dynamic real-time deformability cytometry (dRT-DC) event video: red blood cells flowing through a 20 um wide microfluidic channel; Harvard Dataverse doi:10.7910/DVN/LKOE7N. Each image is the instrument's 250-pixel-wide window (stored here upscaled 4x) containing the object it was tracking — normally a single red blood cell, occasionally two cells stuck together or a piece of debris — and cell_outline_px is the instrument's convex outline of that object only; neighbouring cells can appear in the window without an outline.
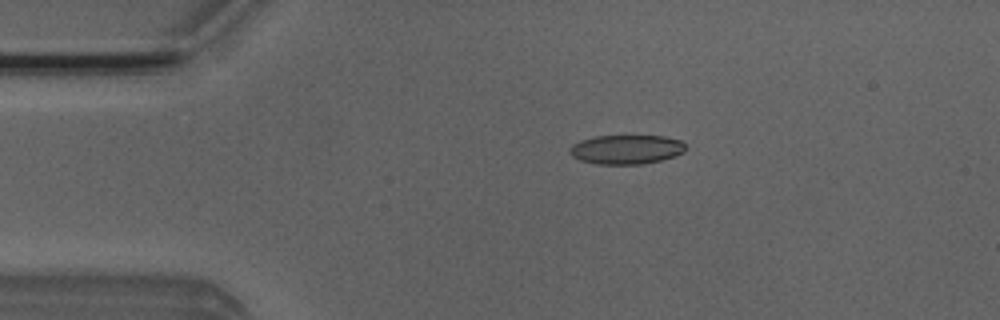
{"species": "Egyptian fruit bat (a non-hibernating species)", "species_latin": "Rousettus aegyptiacus", "temperature_condition": "room temperature", "stored_images_in_passage": 44, "camera_frame_rate_fps": 3000, "um_per_image_px": 0.085, "animal": {"sex": "male"}, "frame": {"image": 1, "passage_image": 3, "time_ms": 0.667, "image_size_px": [1000, 320], "cell_outline_px": [[688, 148], [684, 152], [676, 156], [644, 164], [596, 164], [580, 160], [572, 156], [568, 152], [568, 148], [572, 144], [580, 140], [596, 136], [664, 136], [680, 140]], "centroid_in_image_um": [53.23, 12.7], "position_along_channel_um": 31.8, "area_um2": 19.94}}
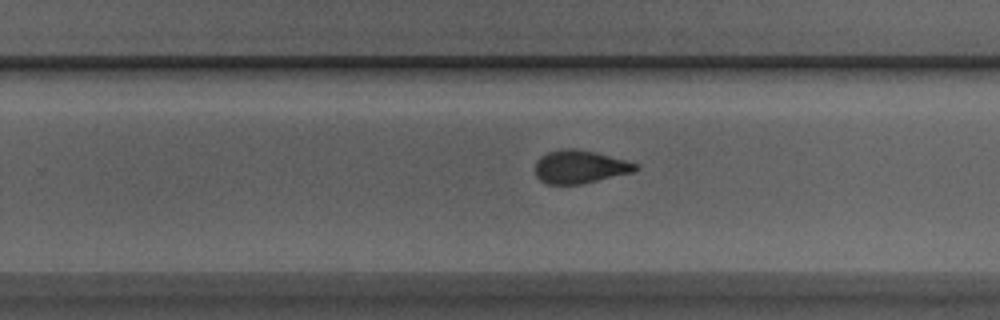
{"frame": {"image": 2, "passage_image": 25, "time_ms": 8.0, "image_size_px": [1000, 320], "cell_outline_px": [[640, 168], [632, 172], [580, 184], [544, 184], [536, 176], [536, 160], [540, 156], [548, 152], [560, 148], [576, 148], [596, 152], [624, 160], [636, 164]], "centroid_in_image_um": [49.24, 14.17], "position_along_channel_um": 280.6, "area_um2": 19.31}}
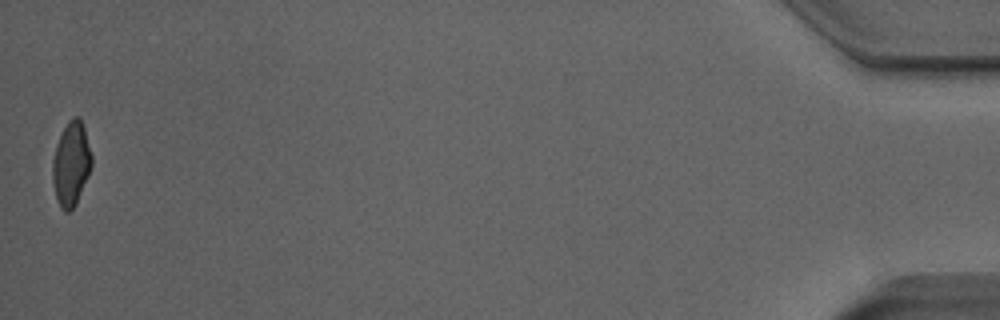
{"frame": {"image": 3, "passage_image": 44, "time_ms": 14.333, "image_size_px": [1000, 320], "cell_outline_px": [[92, 168], [76, 204], [68, 212], [64, 212], [60, 208], [56, 196], [52, 180], [52, 160], [56, 144], [68, 120], [76, 116], [80, 116], [84, 128], [92, 156]], "centroid_in_image_um": [6.05, 13.94], "position_along_channel_um": 429.2, "area_um2": 19.25}, "authors_computed_cell_mechanics": {"area_um2": 20.0277, "velocity_mm_per_s": 3.975, "shape_relaxation_time_tau1_ms": 4.3036, "shape_relaxation_time_tau2_ms": 1.8584, "deformation_change_tau1": 0.1403, "deformation_change_tau2": 0.0777}}